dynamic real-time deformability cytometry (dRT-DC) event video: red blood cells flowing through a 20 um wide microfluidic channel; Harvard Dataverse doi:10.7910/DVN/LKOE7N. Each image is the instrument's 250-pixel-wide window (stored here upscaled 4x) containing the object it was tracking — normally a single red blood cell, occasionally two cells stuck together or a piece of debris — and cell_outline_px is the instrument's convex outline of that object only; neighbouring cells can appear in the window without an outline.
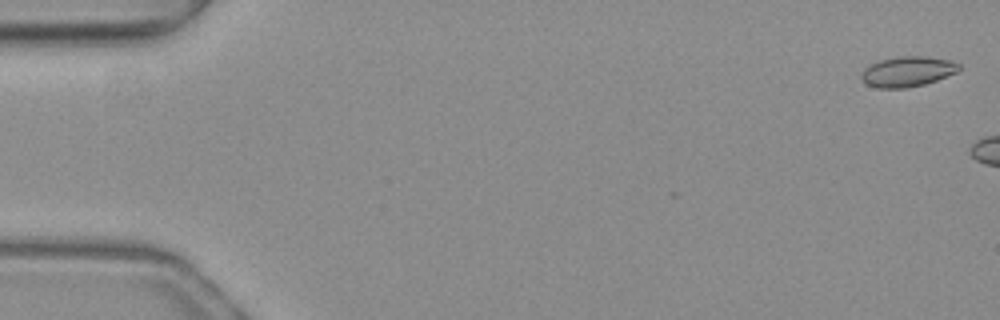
{"species": "common noctule bat (a hibernating species)", "species_latin": "Nyctalus noctula", "temperature_condition": "warm", "stored_images_in_passage": 6, "camera_frame_rate_fps": 3000, "um_per_image_px": 0.085, "animal": {"sex": "female", "body_mass_g": 19.3, "forearm_length_mm": 54.1}, "frame": {"image": 1, "passage_image": 2, "time_ms": 0.333, "image_size_px": [1000, 320], "cell_outline_px": [[960, 68], [956, 72], [936, 80], [924, 84], [904, 88], [876, 88], [868, 84], [860, 76], [864, 68], [868, 64], [880, 60], [896, 56], [928, 56], [952, 60], [960, 64]], "centroid_in_image_um": [77.13, 6.06], "position_along_channel_um": 7.9, "area_um2": 17.28}}